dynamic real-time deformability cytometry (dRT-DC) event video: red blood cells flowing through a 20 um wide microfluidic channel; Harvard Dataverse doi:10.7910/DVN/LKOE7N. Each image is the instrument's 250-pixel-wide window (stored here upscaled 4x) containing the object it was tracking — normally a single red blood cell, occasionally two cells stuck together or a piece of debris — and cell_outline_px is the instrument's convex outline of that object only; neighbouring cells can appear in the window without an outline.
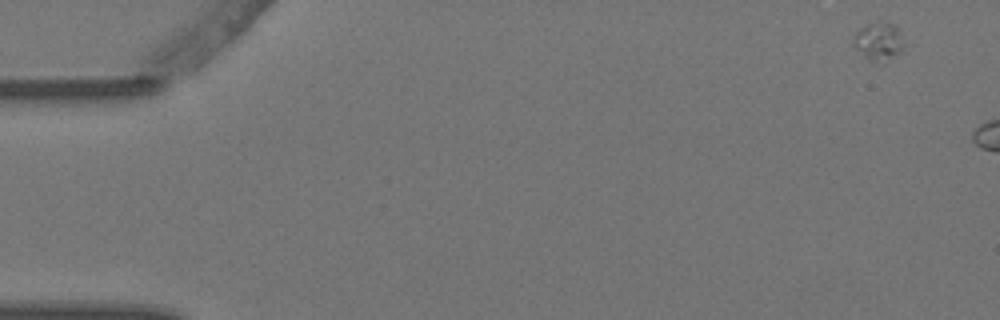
{"species": "Egyptian fruit bat (a non-hibernating species)", "species_latin": "Rousettus aegyptiacus", "temperature_condition": "warm", "stored_images_in_passage": 3, "segment_of_instrument_passage": [1, 2], "camera_frame_rate_fps": 3000, "um_per_image_px": 0.085, "animal": {"sex": "female"}, "frame": {"image": 1, "passage_image": 1, "time_ms": 0.0, "image_size_px": [1000, 320], "cell_outline_px": [[900, 52], [884, 64], [880, 64], [868, 60], [852, 44], [852, 36], [860, 28], [868, 24], [896, 24], [900, 28]], "centroid_in_image_um": [74.63, 3.57], "position_along_channel_um": 10.4, "area_um2": 10.98}}